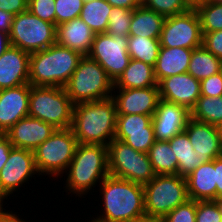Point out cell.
<instances>
[{"label":"cell","mask_w":222,"mask_h":222,"mask_svg":"<svg viewBox=\"0 0 222 222\" xmlns=\"http://www.w3.org/2000/svg\"><path fill=\"white\" fill-rule=\"evenodd\" d=\"M99 187L104 210L91 222H138L146 219L143 185L108 175Z\"/></svg>","instance_id":"obj_1"},{"label":"cell","mask_w":222,"mask_h":222,"mask_svg":"<svg viewBox=\"0 0 222 222\" xmlns=\"http://www.w3.org/2000/svg\"><path fill=\"white\" fill-rule=\"evenodd\" d=\"M116 122V106L110 97L75 104L71 129L79 144L107 146L115 137Z\"/></svg>","instance_id":"obj_2"},{"label":"cell","mask_w":222,"mask_h":222,"mask_svg":"<svg viewBox=\"0 0 222 222\" xmlns=\"http://www.w3.org/2000/svg\"><path fill=\"white\" fill-rule=\"evenodd\" d=\"M83 55L57 43L30 54L29 84L65 87Z\"/></svg>","instance_id":"obj_3"},{"label":"cell","mask_w":222,"mask_h":222,"mask_svg":"<svg viewBox=\"0 0 222 222\" xmlns=\"http://www.w3.org/2000/svg\"><path fill=\"white\" fill-rule=\"evenodd\" d=\"M68 172V173H67ZM66 188L73 194H85L109 175L107 146L100 144H79L67 170Z\"/></svg>","instance_id":"obj_4"},{"label":"cell","mask_w":222,"mask_h":222,"mask_svg":"<svg viewBox=\"0 0 222 222\" xmlns=\"http://www.w3.org/2000/svg\"><path fill=\"white\" fill-rule=\"evenodd\" d=\"M64 88L71 101L78 104L110 98L114 82L98 62L83 56Z\"/></svg>","instance_id":"obj_5"},{"label":"cell","mask_w":222,"mask_h":222,"mask_svg":"<svg viewBox=\"0 0 222 222\" xmlns=\"http://www.w3.org/2000/svg\"><path fill=\"white\" fill-rule=\"evenodd\" d=\"M28 116L51 124L56 129L72 126L74 103L65 88L30 85Z\"/></svg>","instance_id":"obj_6"},{"label":"cell","mask_w":222,"mask_h":222,"mask_svg":"<svg viewBox=\"0 0 222 222\" xmlns=\"http://www.w3.org/2000/svg\"><path fill=\"white\" fill-rule=\"evenodd\" d=\"M188 199L186 178L179 175H156L144 185L146 219L161 220Z\"/></svg>","instance_id":"obj_7"},{"label":"cell","mask_w":222,"mask_h":222,"mask_svg":"<svg viewBox=\"0 0 222 222\" xmlns=\"http://www.w3.org/2000/svg\"><path fill=\"white\" fill-rule=\"evenodd\" d=\"M107 151L109 175L143 186L156 176L148 153L136 151L117 139L107 145Z\"/></svg>","instance_id":"obj_8"},{"label":"cell","mask_w":222,"mask_h":222,"mask_svg":"<svg viewBox=\"0 0 222 222\" xmlns=\"http://www.w3.org/2000/svg\"><path fill=\"white\" fill-rule=\"evenodd\" d=\"M77 145L71 128L56 129L47 140L33 150L39 175L55 177L64 174V170H67L74 157Z\"/></svg>","instance_id":"obj_9"},{"label":"cell","mask_w":222,"mask_h":222,"mask_svg":"<svg viewBox=\"0 0 222 222\" xmlns=\"http://www.w3.org/2000/svg\"><path fill=\"white\" fill-rule=\"evenodd\" d=\"M9 38L12 46L31 54L56 43V25L26 10L14 16Z\"/></svg>","instance_id":"obj_10"},{"label":"cell","mask_w":222,"mask_h":222,"mask_svg":"<svg viewBox=\"0 0 222 222\" xmlns=\"http://www.w3.org/2000/svg\"><path fill=\"white\" fill-rule=\"evenodd\" d=\"M87 56L98 62L115 83L131 59L128 54V37L96 33Z\"/></svg>","instance_id":"obj_11"},{"label":"cell","mask_w":222,"mask_h":222,"mask_svg":"<svg viewBox=\"0 0 222 222\" xmlns=\"http://www.w3.org/2000/svg\"><path fill=\"white\" fill-rule=\"evenodd\" d=\"M201 22L196 9L165 18L159 37L160 46L194 49L202 45Z\"/></svg>","instance_id":"obj_12"},{"label":"cell","mask_w":222,"mask_h":222,"mask_svg":"<svg viewBox=\"0 0 222 222\" xmlns=\"http://www.w3.org/2000/svg\"><path fill=\"white\" fill-rule=\"evenodd\" d=\"M38 172L34 153L28 149L11 148L9 157L0 171V192L6 198Z\"/></svg>","instance_id":"obj_13"},{"label":"cell","mask_w":222,"mask_h":222,"mask_svg":"<svg viewBox=\"0 0 222 222\" xmlns=\"http://www.w3.org/2000/svg\"><path fill=\"white\" fill-rule=\"evenodd\" d=\"M189 118L190 111L186 107L160 99L152 116L155 139L169 141L185 130Z\"/></svg>","instance_id":"obj_14"},{"label":"cell","mask_w":222,"mask_h":222,"mask_svg":"<svg viewBox=\"0 0 222 222\" xmlns=\"http://www.w3.org/2000/svg\"><path fill=\"white\" fill-rule=\"evenodd\" d=\"M160 99L186 107L189 111L201 96L200 81L191 74L172 75L158 83Z\"/></svg>","instance_id":"obj_15"},{"label":"cell","mask_w":222,"mask_h":222,"mask_svg":"<svg viewBox=\"0 0 222 222\" xmlns=\"http://www.w3.org/2000/svg\"><path fill=\"white\" fill-rule=\"evenodd\" d=\"M115 89L117 95L112 94L111 98L114 100L117 114L153 115L155 113L160 100L159 87Z\"/></svg>","instance_id":"obj_16"},{"label":"cell","mask_w":222,"mask_h":222,"mask_svg":"<svg viewBox=\"0 0 222 222\" xmlns=\"http://www.w3.org/2000/svg\"><path fill=\"white\" fill-rule=\"evenodd\" d=\"M56 130L51 124L30 116L17 121L5 132L13 147L35 150Z\"/></svg>","instance_id":"obj_17"},{"label":"cell","mask_w":222,"mask_h":222,"mask_svg":"<svg viewBox=\"0 0 222 222\" xmlns=\"http://www.w3.org/2000/svg\"><path fill=\"white\" fill-rule=\"evenodd\" d=\"M30 54L10 45L0 56V90L29 84Z\"/></svg>","instance_id":"obj_18"},{"label":"cell","mask_w":222,"mask_h":222,"mask_svg":"<svg viewBox=\"0 0 222 222\" xmlns=\"http://www.w3.org/2000/svg\"><path fill=\"white\" fill-rule=\"evenodd\" d=\"M30 84L0 90V133L29 113Z\"/></svg>","instance_id":"obj_19"},{"label":"cell","mask_w":222,"mask_h":222,"mask_svg":"<svg viewBox=\"0 0 222 222\" xmlns=\"http://www.w3.org/2000/svg\"><path fill=\"white\" fill-rule=\"evenodd\" d=\"M184 131L203 162H209L220 156L222 145L215 125L190 117Z\"/></svg>","instance_id":"obj_20"},{"label":"cell","mask_w":222,"mask_h":222,"mask_svg":"<svg viewBox=\"0 0 222 222\" xmlns=\"http://www.w3.org/2000/svg\"><path fill=\"white\" fill-rule=\"evenodd\" d=\"M95 34L89 25L78 17L56 26V43L87 56Z\"/></svg>","instance_id":"obj_21"},{"label":"cell","mask_w":222,"mask_h":222,"mask_svg":"<svg viewBox=\"0 0 222 222\" xmlns=\"http://www.w3.org/2000/svg\"><path fill=\"white\" fill-rule=\"evenodd\" d=\"M193 49L160 46L154 75L157 83L162 79L187 73Z\"/></svg>","instance_id":"obj_22"},{"label":"cell","mask_w":222,"mask_h":222,"mask_svg":"<svg viewBox=\"0 0 222 222\" xmlns=\"http://www.w3.org/2000/svg\"><path fill=\"white\" fill-rule=\"evenodd\" d=\"M189 199L216 200L215 159L200 164L186 177Z\"/></svg>","instance_id":"obj_23"},{"label":"cell","mask_w":222,"mask_h":222,"mask_svg":"<svg viewBox=\"0 0 222 222\" xmlns=\"http://www.w3.org/2000/svg\"><path fill=\"white\" fill-rule=\"evenodd\" d=\"M148 87H158L154 67L136 59H130L128 67L114 83V88L120 89Z\"/></svg>","instance_id":"obj_24"},{"label":"cell","mask_w":222,"mask_h":222,"mask_svg":"<svg viewBox=\"0 0 222 222\" xmlns=\"http://www.w3.org/2000/svg\"><path fill=\"white\" fill-rule=\"evenodd\" d=\"M165 18V16L140 5L133 10L129 36L159 38Z\"/></svg>","instance_id":"obj_25"},{"label":"cell","mask_w":222,"mask_h":222,"mask_svg":"<svg viewBox=\"0 0 222 222\" xmlns=\"http://www.w3.org/2000/svg\"><path fill=\"white\" fill-rule=\"evenodd\" d=\"M169 144L178 159L177 175L186 178L203 163L185 131L172 137Z\"/></svg>","instance_id":"obj_26"},{"label":"cell","mask_w":222,"mask_h":222,"mask_svg":"<svg viewBox=\"0 0 222 222\" xmlns=\"http://www.w3.org/2000/svg\"><path fill=\"white\" fill-rule=\"evenodd\" d=\"M222 71V60L202 45L194 48L187 72L201 81Z\"/></svg>","instance_id":"obj_27"},{"label":"cell","mask_w":222,"mask_h":222,"mask_svg":"<svg viewBox=\"0 0 222 222\" xmlns=\"http://www.w3.org/2000/svg\"><path fill=\"white\" fill-rule=\"evenodd\" d=\"M148 156L156 175H177L178 159L169 141L156 140L150 147Z\"/></svg>","instance_id":"obj_28"},{"label":"cell","mask_w":222,"mask_h":222,"mask_svg":"<svg viewBox=\"0 0 222 222\" xmlns=\"http://www.w3.org/2000/svg\"><path fill=\"white\" fill-rule=\"evenodd\" d=\"M112 6L106 0H92L83 3L80 19L95 33H105Z\"/></svg>","instance_id":"obj_29"},{"label":"cell","mask_w":222,"mask_h":222,"mask_svg":"<svg viewBox=\"0 0 222 222\" xmlns=\"http://www.w3.org/2000/svg\"><path fill=\"white\" fill-rule=\"evenodd\" d=\"M159 49V38L128 36V54L131 59L140 60L155 67Z\"/></svg>","instance_id":"obj_30"},{"label":"cell","mask_w":222,"mask_h":222,"mask_svg":"<svg viewBox=\"0 0 222 222\" xmlns=\"http://www.w3.org/2000/svg\"><path fill=\"white\" fill-rule=\"evenodd\" d=\"M190 117L215 126L222 123V96H200Z\"/></svg>","instance_id":"obj_31"},{"label":"cell","mask_w":222,"mask_h":222,"mask_svg":"<svg viewBox=\"0 0 222 222\" xmlns=\"http://www.w3.org/2000/svg\"><path fill=\"white\" fill-rule=\"evenodd\" d=\"M114 139L120 140L139 152L148 153L156 141L152 124L144 130L116 131Z\"/></svg>","instance_id":"obj_32"},{"label":"cell","mask_w":222,"mask_h":222,"mask_svg":"<svg viewBox=\"0 0 222 222\" xmlns=\"http://www.w3.org/2000/svg\"><path fill=\"white\" fill-rule=\"evenodd\" d=\"M202 34L222 30V3L205 1L196 9Z\"/></svg>","instance_id":"obj_33"},{"label":"cell","mask_w":222,"mask_h":222,"mask_svg":"<svg viewBox=\"0 0 222 222\" xmlns=\"http://www.w3.org/2000/svg\"><path fill=\"white\" fill-rule=\"evenodd\" d=\"M134 9L112 7L108 17V28L106 33L113 36H129V28Z\"/></svg>","instance_id":"obj_34"},{"label":"cell","mask_w":222,"mask_h":222,"mask_svg":"<svg viewBox=\"0 0 222 222\" xmlns=\"http://www.w3.org/2000/svg\"><path fill=\"white\" fill-rule=\"evenodd\" d=\"M83 0H55V25L80 17Z\"/></svg>","instance_id":"obj_35"},{"label":"cell","mask_w":222,"mask_h":222,"mask_svg":"<svg viewBox=\"0 0 222 222\" xmlns=\"http://www.w3.org/2000/svg\"><path fill=\"white\" fill-rule=\"evenodd\" d=\"M153 115L117 114L116 131L144 130L152 124Z\"/></svg>","instance_id":"obj_36"},{"label":"cell","mask_w":222,"mask_h":222,"mask_svg":"<svg viewBox=\"0 0 222 222\" xmlns=\"http://www.w3.org/2000/svg\"><path fill=\"white\" fill-rule=\"evenodd\" d=\"M141 5L165 17L180 14L188 10L181 0H144Z\"/></svg>","instance_id":"obj_37"},{"label":"cell","mask_w":222,"mask_h":222,"mask_svg":"<svg viewBox=\"0 0 222 222\" xmlns=\"http://www.w3.org/2000/svg\"><path fill=\"white\" fill-rule=\"evenodd\" d=\"M195 222H222V215L216 200L196 201Z\"/></svg>","instance_id":"obj_38"},{"label":"cell","mask_w":222,"mask_h":222,"mask_svg":"<svg viewBox=\"0 0 222 222\" xmlns=\"http://www.w3.org/2000/svg\"><path fill=\"white\" fill-rule=\"evenodd\" d=\"M196 217V201L188 199L186 202L180 204L171 212H169L162 222H195Z\"/></svg>","instance_id":"obj_39"},{"label":"cell","mask_w":222,"mask_h":222,"mask_svg":"<svg viewBox=\"0 0 222 222\" xmlns=\"http://www.w3.org/2000/svg\"><path fill=\"white\" fill-rule=\"evenodd\" d=\"M28 10L40 19L55 24V0H28Z\"/></svg>","instance_id":"obj_40"},{"label":"cell","mask_w":222,"mask_h":222,"mask_svg":"<svg viewBox=\"0 0 222 222\" xmlns=\"http://www.w3.org/2000/svg\"><path fill=\"white\" fill-rule=\"evenodd\" d=\"M201 96H222V71L200 81Z\"/></svg>","instance_id":"obj_41"},{"label":"cell","mask_w":222,"mask_h":222,"mask_svg":"<svg viewBox=\"0 0 222 222\" xmlns=\"http://www.w3.org/2000/svg\"><path fill=\"white\" fill-rule=\"evenodd\" d=\"M202 46L222 60V30L205 33Z\"/></svg>","instance_id":"obj_42"},{"label":"cell","mask_w":222,"mask_h":222,"mask_svg":"<svg viewBox=\"0 0 222 222\" xmlns=\"http://www.w3.org/2000/svg\"><path fill=\"white\" fill-rule=\"evenodd\" d=\"M0 10L19 14L28 10V0H0Z\"/></svg>","instance_id":"obj_43"},{"label":"cell","mask_w":222,"mask_h":222,"mask_svg":"<svg viewBox=\"0 0 222 222\" xmlns=\"http://www.w3.org/2000/svg\"><path fill=\"white\" fill-rule=\"evenodd\" d=\"M11 148L12 144L6 137L5 133H0V171L9 157Z\"/></svg>","instance_id":"obj_44"},{"label":"cell","mask_w":222,"mask_h":222,"mask_svg":"<svg viewBox=\"0 0 222 222\" xmlns=\"http://www.w3.org/2000/svg\"><path fill=\"white\" fill-rule=\"evenodd\" d=\"M216 200L222 198V159L215 158Z\"/></svg>","instance_id":"obj_45"},{"label":"cell","mask_w":222,"mask_h":222,"mask_svg":"<svg viewBox=\"0 0 222 222\" xmlns=\"http://www.w3.org/2000/svg\"><path fill=\"white\" fill-rule=\"evenodd\" d=\"M14 14L0 10V30L5 33H10L11 25L14 20Z\"/></svg>","instance_id":"obj_46"},{"label":"cell","mask_w":222,"mask_h":222,"mask_svg":"<svg viewBox=\"0 0 222 222\" xmlns=\"http://www.w3.org/2000/svg\"><path fill=\"white\" fill-rule=\"evenodd\" d=\"M112 7L135 9L141 5L138 0H106Z\"/></svg>","instance_id":"obj_47"},{"label":"cell","mask_w":222,"mask_h":222,"mask_svg":"<svg viewBox=\"0 0 222 222\" xmlns=\"http://www.w3.org/2000/svg\"><path fill=\"white\" fill-rule=\"evenodd\" d=\"M10 45L9 34L0 30V56L9 48Z\"/></svg>","instance_id":"obj_48"},{"label":"cell","mask_w":222,"mask_h":222,"mask_svg":"<svg viewBox=\"0 0 222 222\" xmlns=\"http://www.w3.org/2000/svg\"><path fill=\"white\" fill-rule=\"evenodd\" d=\"M188 9H197L205 0H181Z\"/></svg>","instance_id":"obj_49"},{"label":"cell","mask_w":222,"mask_h":222,"mask_svg":"<svg viewBox=\"0 0 222 222\" xmlns=\"http://www.w3.org/2000/svg\"><path fill=\"white\" fill-rule=\"evenodd\" d=\"M3 204H0V222H6L12 215L13 213L10 211H3Z\"/></svg>","instance_id":"obj_50"},{"label":"cell","mask_w":222,"mask_h":222,"mask_svg":"<svg viewBox=\"0 0 222 222\" xmlns=\"http://www.w3.org/2000/svg\"><path fill=\"white\" fill-rule=\"evenodd\" d=\"M6 222H26L20 219L15 213Z\"/></svg>","instance_id":"obj_51"},{"label":"cell","mask_w":222,"mask_h":222,"mask_svg":"<svg viewBox=\"0 0 222 222\" xmlns=\"http://www.w3.org/2000/svg\"><path fill=\"white\" fill-rule=\"evenodd\" d=\"M216 127H217V131H218V134H219L220 142H221V145H222V123L218 124Z\"/></svg>","instance_id":"obj_52"},{"label":"cell","mask_w":222,"mask_h":222,"mask_svg":"<svg viewBox=\"0 0 222 222\" xmlns=\"http://www.w3.org/2000/svg\"><path fill=\"white\" fill-rule=\"evenodd\" d=\"M138 222H162L161 220H154V219H144L142 221H138Z\"/></svg>","instance_id":"obj_53"},{"label":"cell","mask_w":222,"mask_h":222,"mask_svg":"<svg viewBox=\"0 0 222 222\" xmlns=\"http://www.w3.org/2000/svg\"><path fill=\"white\" fill-rule=\"evenodd\" d=\"M216 201L218 202V205H219V208H220V211H221V215H222V198L218 199Z\"/></svg>","instance_id":"obj_54"},{"label":"cell","mask_w":222,"mask_h":222,"mask_svg":"<svg viewBox=\"0 0 222 222\" xmlns=\"http://www.w3.org/2000/svg\"><path fill=\"white\" fill-rule=\"evenodd\" d=\"M208 2H213V3H222V0H205Z\"/></svg>","instance_id":"obj_55"},{"label":"cell","mask_w":222,"mask_h":222,"mask_svg":"<svg viewBox=\"0 0 222 222\" xmlns=\"http://www.w3.org/2000/svg\"><path fill=\"white\" fill-rule=\"evenodd\" d=\"M5 199V197L1 194L0 192V204H3V200Z\"/></svg>","instance_id":"obj_56"},{"label":"cell","mask_w":222,"mask_h":222,"mask_svg":"<svg viewBox=\"0 0 222 222\" xmlns=\"http://www.w3.org/2000/svg\"><path fill=\"white\" fill-rule=\"evenodd\" d=\"M221 159H222V149H221V153H220V156H219Z\"/></svg>","instance_id":"obj_57"}]
</instances>
